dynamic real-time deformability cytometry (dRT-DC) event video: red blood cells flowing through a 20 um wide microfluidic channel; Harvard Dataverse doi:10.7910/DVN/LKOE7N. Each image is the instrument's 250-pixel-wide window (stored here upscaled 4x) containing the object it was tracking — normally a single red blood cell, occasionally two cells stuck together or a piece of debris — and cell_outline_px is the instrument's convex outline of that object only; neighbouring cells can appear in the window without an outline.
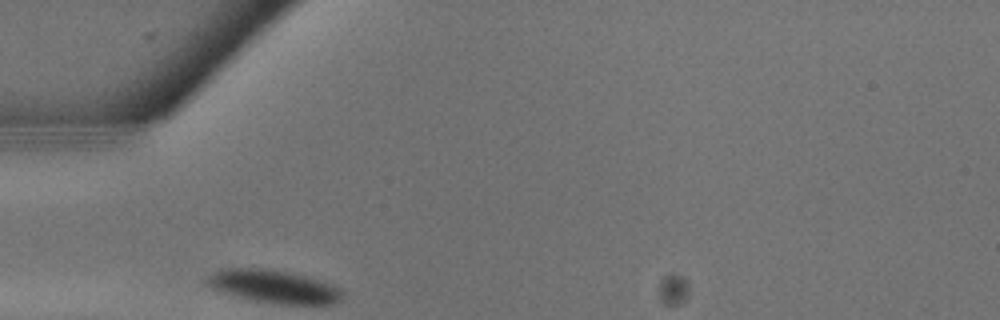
{"species": "common noctule bat (a hibernating species)", "species_latin": "Nyctalus noctula", "temperature_condition": "warm", "stored_images_in_passage": 13, "camera_frame_rate_fps": 3000, "um_per_image_px": 0.085, "animal": {"sex": "male", "body_mass_g": 13.3}, "frame": {"image": 1, "passage_image": 1, "time_ms": 0.0, "image_size_px": [1000, 320], "cell_outline_px": [[344, 292], [340, 300], [332, 304], [280, 304], [256, 300], [220, 292], [212, 288], [204, 280], [212, 272], [224, 268], [272, 268], [292, 272], [308, 276], [332, 284], [340, 288]], "centroid_in_image_um": [23.28, 24.33], "position_along_channel_um": 61.7, "area_um2": 26.3}}
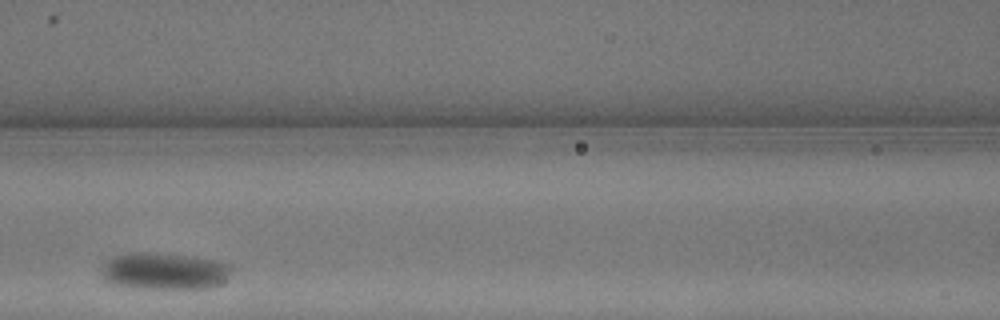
{"frame": {"image": 2, "passage_image": 5, "time_ms": 1.333, "image_size_px": [1000, 320], "cell_outline_px": [[232, 268], [228, 276], [220, 284], [208, 288], [128, 288], [108, 284], [104, 280], [100, 268], [112, 256], [128, 252], [156, 252], [196, 256], [228, 264]], "centroid_in_image_um": [13.88, 23.04], "position_along_channel_um": 152.7, "area_um2": 28.44}}
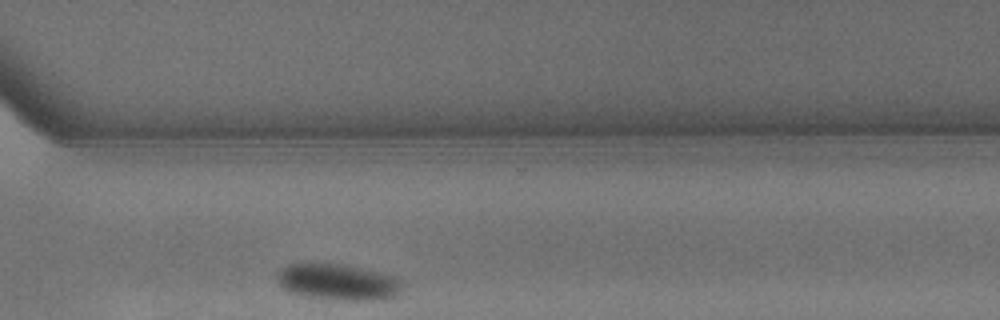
{"frame": {"image": 3, "passage_image": 13, "time_ms": 4.0, "image_size_px": [1000, 320], "cell_outline_px": [[408, 284], [392, 296], [384, 300], [340, 300], [304, 296], [292, 292], [276, 284], [276, 276], [280, 268], [288, 264], [304, 260], [312, 260], [348, 264], [400, 276]], "centroid_in_image_um": [28.73, 23.9], "position_along_channel_um": 341.9, "area_um2": 28.09}}